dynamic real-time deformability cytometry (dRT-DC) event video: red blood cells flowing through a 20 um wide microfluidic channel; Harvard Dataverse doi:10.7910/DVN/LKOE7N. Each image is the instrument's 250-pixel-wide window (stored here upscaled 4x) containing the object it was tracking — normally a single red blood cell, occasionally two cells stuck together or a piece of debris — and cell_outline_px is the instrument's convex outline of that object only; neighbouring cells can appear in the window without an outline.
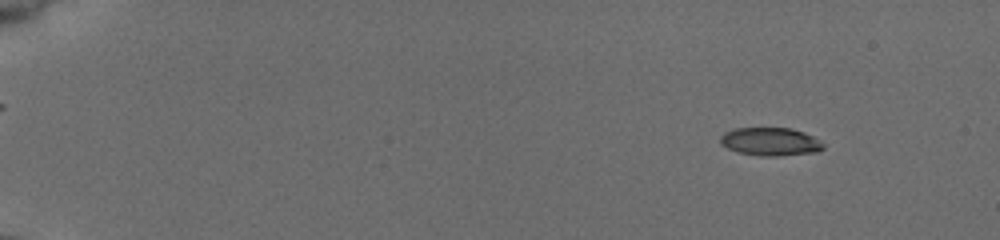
{"species": "common noctule bat (a hibernating species)", "species_latin": "Nyctalus noctula", "temperature_condition": "cold", "stored_images_in_passage": 55, "camera_frame_rate_fps": 3000, "um_per_image_px": 0.085, "animal": {"sex": "female", "body_mass_g": 19.5, "forearm_length_mm": 54.1}, "frame": {"image": 1, "passage_image": 7, "time_ms": 2.0, "image_size_px": [1000, 240], "cell_outline_px": [[824, 148], [816, 152], [776, 156], [760, 156], [736, 152], [720, 144], [720, 136], [724, 132], [732, 128], [792, 128], [804, 132], [820, 140], [824, 144]], "centroid_in_image_um": [65.46, 12.03], "position_along_channel_um": 19.5, "area_um2": 17.05}}
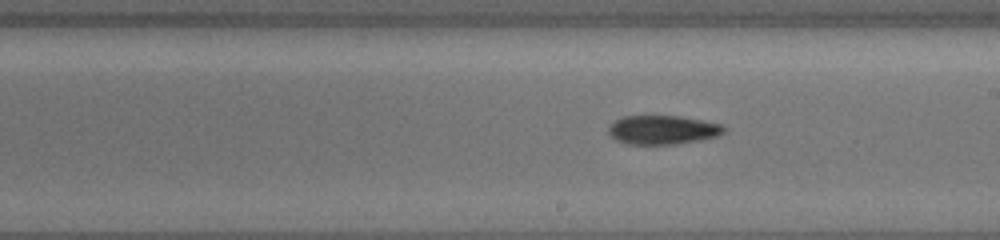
{"frame": {"image": 2, "passage_image": 34, "time_ms": 11.0, "image_size_px": [1000, 240], "cell_outline_px": [[724, 132], [716, 136], [676, 144], [628, 144], [616, 140], [608, 132], [608, 128], [616, 120], [624, 116], [680, 116], [724, 124]], "centroid_in_image_um": [56.32, 11.03], "position_along_channel_um": 232.7, "area_um2": 19.25}}
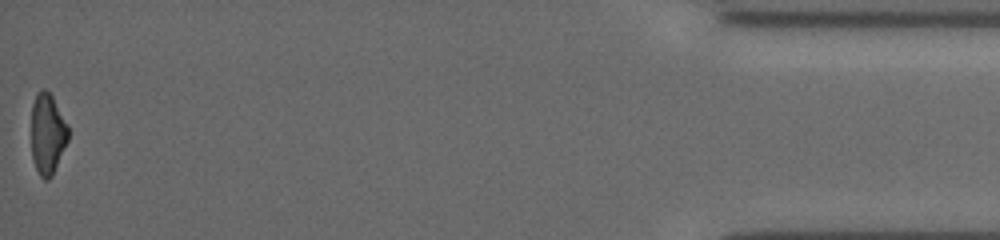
{"frame": {"image": 3, "passage_image": 55, "time_ms": 18.0, "image_size_px": [1000, 240], "cell_outline_px": [[68, 140], [52, 176], [48, 180], [44, 180], [40, 176], [32, 160], [32, 104], [36, 92], [40, 88], [44, 88], [52, 96], [68, 124]], "centroid_in_image_um": [4.03, 11.36], "position_along_channel_um": 431.2, "area_um2": 17.46}, "authors_computed_cell_mechanics": {"area_um2": 18.5538, "velocity_mm_per_s": 3.9488, "shape_relaxation_time_tau1_ms": 9.3474, "shape_relaxation_time_tau2_ms": 8.4828, "deformation_change_tau1": 0.2351, "deformation_change_tau2": 0.1667}}